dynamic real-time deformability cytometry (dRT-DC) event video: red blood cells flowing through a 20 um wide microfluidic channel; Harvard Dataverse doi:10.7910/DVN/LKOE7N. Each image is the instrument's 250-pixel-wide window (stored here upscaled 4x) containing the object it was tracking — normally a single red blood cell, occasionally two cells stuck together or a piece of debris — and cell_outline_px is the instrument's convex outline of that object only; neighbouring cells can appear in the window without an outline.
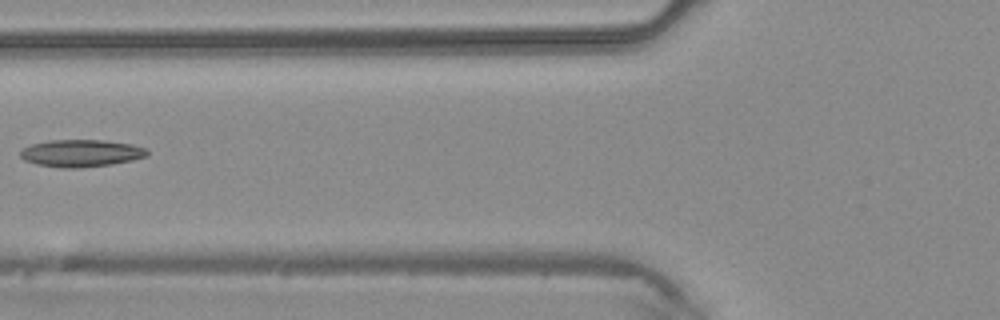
{"species": "common noctule bat (a hibernating species)", "species_latin": "Nyctalus noctula", "temperature_condition": "warm", "stored_images_in_passage": 4, "camera_frame_rate_fps": 3000, "um_per_image_px": 0.085, "animal": {"sex": "male", "body_mass_g": 20.4}, "frame": {"image": 1, "passage_image": 4, "time_ms": 1.0, "image_size_px": [1000, 320], "cell_outline_px": [[148, 156], [132, 160], [112, 164], [80, 168], [60, 168], [36, 164], [24, 160], [20, 156], [20, 152], [24, 148], [32, 144], [48, 140], [104, 140], [132, 144], [148, 148]], "centroid_in_image_um": [6.91, 13.02], "position_along_channel_um": 118.9, "area_um2": 20.29}}